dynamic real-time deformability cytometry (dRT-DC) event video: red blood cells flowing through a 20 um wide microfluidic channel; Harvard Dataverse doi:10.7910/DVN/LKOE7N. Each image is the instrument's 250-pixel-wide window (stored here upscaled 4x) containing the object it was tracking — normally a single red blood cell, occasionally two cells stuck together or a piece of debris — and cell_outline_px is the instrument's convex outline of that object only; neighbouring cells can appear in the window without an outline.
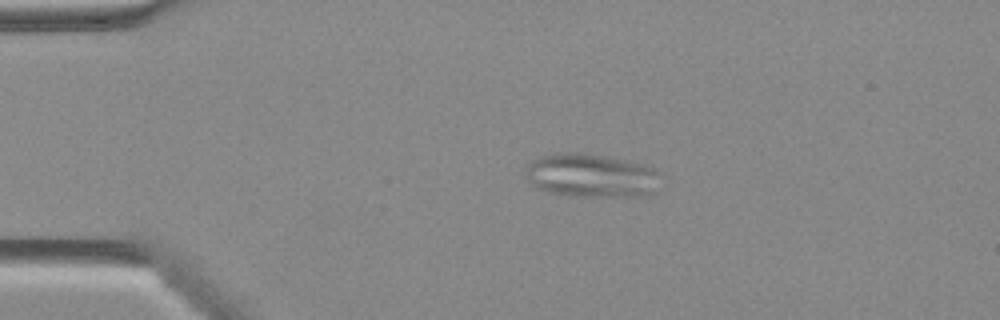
{"species": "Egyptian fruit bat (a non-hibernating species)", "species_latin": "Rousettus aegyptiacus", "temperature_condition": "warm", "stored_images_in_passage": 39, "segment_of_instrument_passage": [1, 2], "camera_frame_rate_fps": 3000, "um_per_image_px": 0.085, "animal": {"sex": "female"}, "frame": {"image": 1, "passage_image": 1, "time_ms": 0.0, "image_size_px": [1000, 320], "cell_outline_px": [[656, 192], [640, 196], [568, 196], [548, 192], [532, 184], [528, 180], [524, 168], [532, 160], [544, 156], [560, 152], [584, 152], [644, 164], [656, 172]], "centroid_in_image_um": [50.19, 14.92], "position_along_channel_um": 34.8, "area_um2": 34.04}}